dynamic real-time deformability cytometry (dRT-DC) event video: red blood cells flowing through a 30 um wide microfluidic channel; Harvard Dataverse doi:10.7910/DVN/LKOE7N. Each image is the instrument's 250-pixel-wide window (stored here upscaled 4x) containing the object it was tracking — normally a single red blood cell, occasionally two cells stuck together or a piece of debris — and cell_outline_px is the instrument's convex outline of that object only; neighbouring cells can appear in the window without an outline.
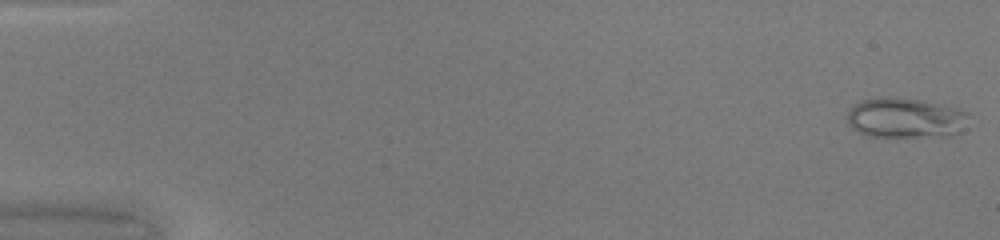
{"species": "common noctule bat (a hibernating species)", "species_latin": "Nyctalus noctula", "temperature_condition": "warm", "stored_images_in_passage": 49, "camera_frame_rate_fps": 3000, "um_per_image_px": 0.085, "animal": {"sex": "female", "body_mass_g": 20.0, "forearm_length_mm": 54.0}, "frame": {"image": 1, "passage_image": 1, "time_ms": 0.0, "image_size_px": [1000, 240], "cell_outline_px": [[968, 128], [952, 136], [868, 136], [852, 128], [848, 124], [848, 112], [860, 100], [880, 96], [896, 96], [960, 108], [968, 112]], "centroid_in_image_um": [77.01, 10.02], "position_along_channel_um": 8.0, "area_um2": 28.73}}
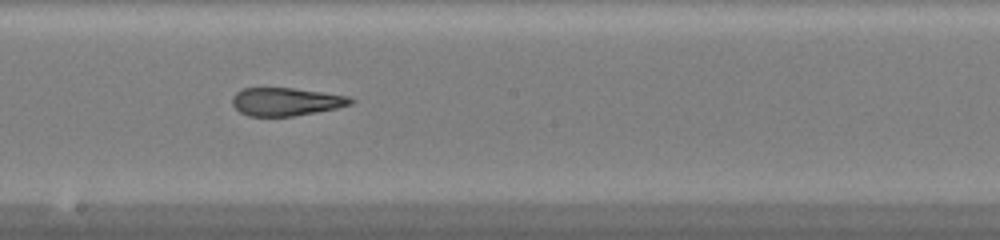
{"frame": {"image": 2, "passage_image": 28, "time_ms": 9.0, "image_size_px": [1000, 240], "cell_outline_px": [[356, 100], [352, 104], [336, 108], [316, 112], [292, 116], [248, 116], [240, 112], [232, 104], [232, 96], [236, 92], [244, 88], [292, 88], [348, 96]], "centroid_in_image_um": [24.3, 8.64], "position_along_channel_um": 223.9, "area_um2": 19.25}}
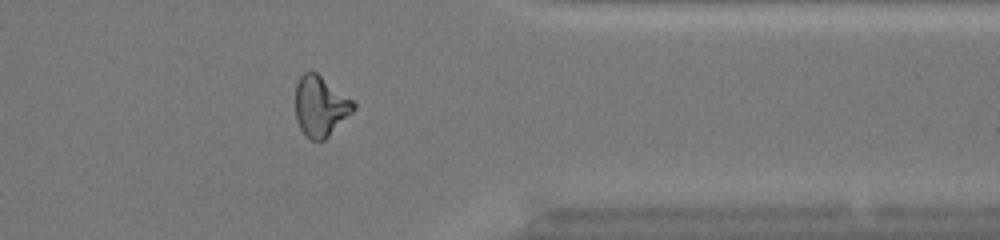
{"frame": {"image": 3, "passage_image": 40, "time_ms": 13.0, "image_size_px": [1000, 240], "cell_outline_px": [[356, 108], [324, 140], [312, 140], [300, 128], [296, 120], [296, 84], [300, 76], [304, 72], [316, 72], [356, 100]], "centroid_in_image_um": [27.27, 8.99], "position_along_channel_um": 384.1, "area_um2": 20.46}, "authors_computed_cell_mechanics": {"area_um2": 21.675, "velocity_mm_per_s": 4.2439, "shape_relaxation_time_tau1_ms": null, "shape_relaxation_time_tau2_ms": 0.6716, "deformation_change_tau1": null, "deformation_change_tau2": 0.0835}}